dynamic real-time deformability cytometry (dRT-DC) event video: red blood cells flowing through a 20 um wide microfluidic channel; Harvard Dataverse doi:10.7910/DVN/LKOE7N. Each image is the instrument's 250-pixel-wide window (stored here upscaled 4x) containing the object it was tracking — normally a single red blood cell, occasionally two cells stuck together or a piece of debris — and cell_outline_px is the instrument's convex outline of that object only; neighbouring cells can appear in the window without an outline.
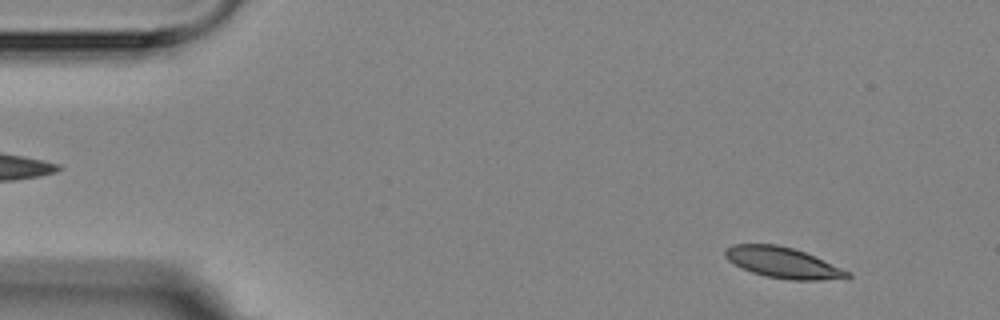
{"species": "Egyptian fruit bat (a non-hibernating species)", "species_latin": "Rousettus aegyptiacus", "temperature_condition": "room temperature", "stored_images_in_passage": 3, "camera_frame_rate_fps": 3000, "um_per_image_px": 0.085, "animal": {"sex": "female"}, "frame": {"image": 1, "passage_image": 1, "time_ms": 0.0, "image_size_px": [1000, 320], "cell_outline_px": [[852, 276], [848, 280], [788, 280], [764, 276], [752, 272], [728, 260], [724, 256], [724, 248], [732, 244], [776, 244], [792, 248], [804, 252], [852, 272]], "centroid_in_image_um": [66.61, 22.34], "position_along_channel_um": 18.4, "area_um2": 22.2}}